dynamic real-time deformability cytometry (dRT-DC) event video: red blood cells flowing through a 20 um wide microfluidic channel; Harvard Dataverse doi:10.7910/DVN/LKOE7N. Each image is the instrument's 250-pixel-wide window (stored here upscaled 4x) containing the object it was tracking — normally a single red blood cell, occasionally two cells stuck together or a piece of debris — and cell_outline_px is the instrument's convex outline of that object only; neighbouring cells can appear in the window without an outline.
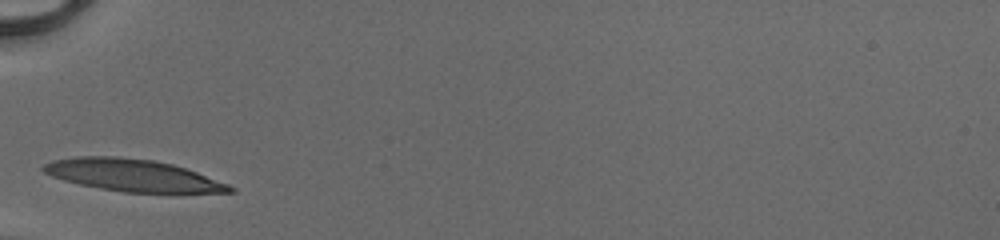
{"species": "human", "species_latin": "Homo sapiens", "temperature_condition": "cold", "stored_images_in_passage": 24, "camera_frame_rate_fps": 3000, "um_per_image_px": 0.085, "donor": {"sex": "male"}, "frame": {"image": 1, "passage_image": 1, "time_ms": 0.0, "image_size_px": [1000, 240], "cell_outline_px": [[236, 192], [176, 196], [124, 192], [100, 188], [80, 184], [64, 180], [52, 176], [44, 172], [40, 168], [44, 164], [52, 160], [76, 156], [116, 156], [152, 160], [172, 164], [196, 172], [228, 184], [236, 188]], "centroid_in_image_um": [11.41, 14.96], "position_along_channel_um": 73.6, "area_um2": 36.07}}
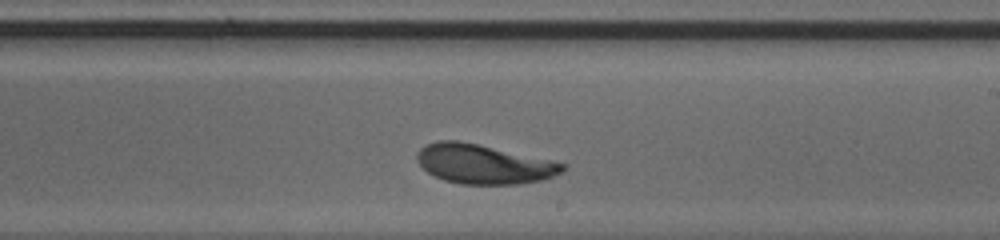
{"frame": {"image": 2, "passage_image": 14, "time_ms": 4.333, "image_size_px": [1000, 240], "cell_outline_px": [[568, 168], [564, 172], [544, 180], [520, 184], [460, 184], [444, 180], [428, 172], [416, 160], [416, 152], [424, 144], [436, 140], [460, 140], [568, 164]], "centroid_in_image_um": [41.13, 13.94], "position_along_channel_um": 247.9, "area_um2": 33.7}}
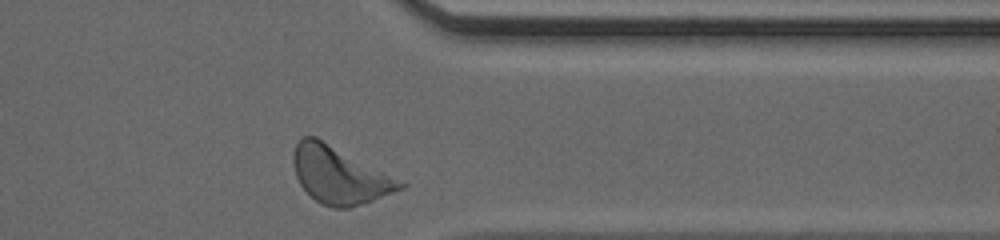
{"frame": {"image": 3, "passage_image": 24, "time_ms": 7.667, "image_size_px": [1000, 240], "cell_outline_px": [[408, 184], [404, 188], [372, 200], [348, 208], [332, 208], [320, 204], [300, 184], [296, 176], [292, 160], [292, 156], [296, 144], [300, 136], [316, 136]], "centroid_in_image_um": [28.82, 14.87], "position_along_channel_um": 382.6, "area_um2": 35.14}, "authors_computed_cell_mechanics": {"area_um2": 33.5529, "velocity_mm_per_s": 4.0864, "shape_relaxation_time_tau1_ms": 1.9711, "shape_relaxation_time_tau2_ms": 2.0613, "deformation_change_tau1": 0.1704, "deformation_change_tau2": 0.0837}}